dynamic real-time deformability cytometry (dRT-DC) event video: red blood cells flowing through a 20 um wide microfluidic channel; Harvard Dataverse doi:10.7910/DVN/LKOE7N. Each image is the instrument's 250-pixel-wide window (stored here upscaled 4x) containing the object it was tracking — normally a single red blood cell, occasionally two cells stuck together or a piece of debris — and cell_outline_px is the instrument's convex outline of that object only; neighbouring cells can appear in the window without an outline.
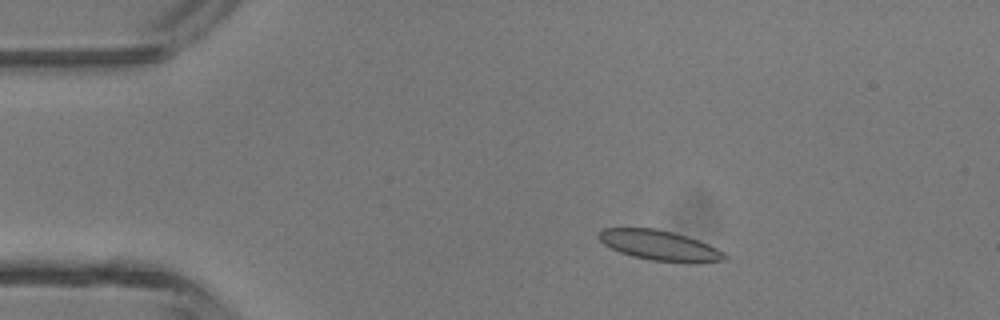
{"species": "common noctule bat (a hibernating species)", "species_latin": "Nyctalus noctula", "temperature_condition": "room temperature", "stored_images_in_passage": 6, "camera_frame_rate_fps": 3000, "um_per_image_px": 0.085, "animal": {"sex": "male", "body_mass_g": 13.3}, "frame": {"image": 1, "passage_image": 3, "time_ms": 0.667, "image_size_px": [1000, 320], "cell_outline_px": [[728, 256], [724, 260], [696, 264], [688, 264], [652, 260], [632, 256], [620, 252], [604, 244], [596, 236], [596, 232], [604, 228], [656, 228], [672, 232], [708, 244], [724, 252]], "centroid_in_image_um": [56.06, 20.88], "position_along_channel_um": 28.9, "area_um2": 22.25}}
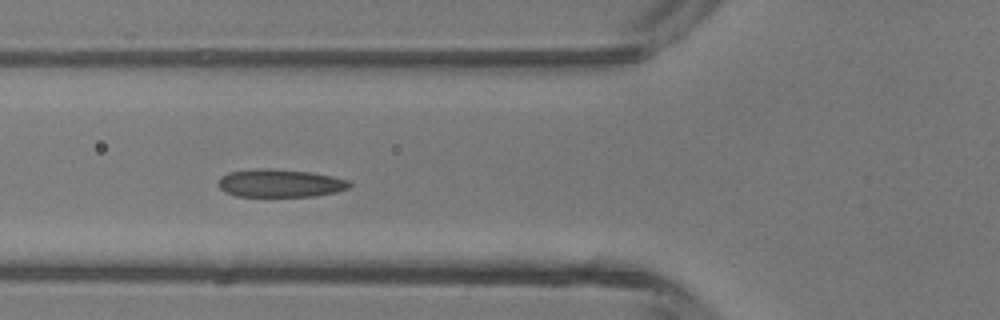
{"frame": {"image": 2, "passage_image": 5, "time_ms": 1.333, "image_size_px": [1000, 320], "cell_outline_px": [[352, 184], [348, 188], [336, 192], [316, 196], [236, 196], [224, 192], [216, 184], [220, 176], [228, 172], [256, 168], [264, 168], [308, 172], [332, 176], [348, 180]], "centroid_in_image_um": [23.75, 15.57], "position_along_channel_um": 102.0, "area_um2": 21.44}}
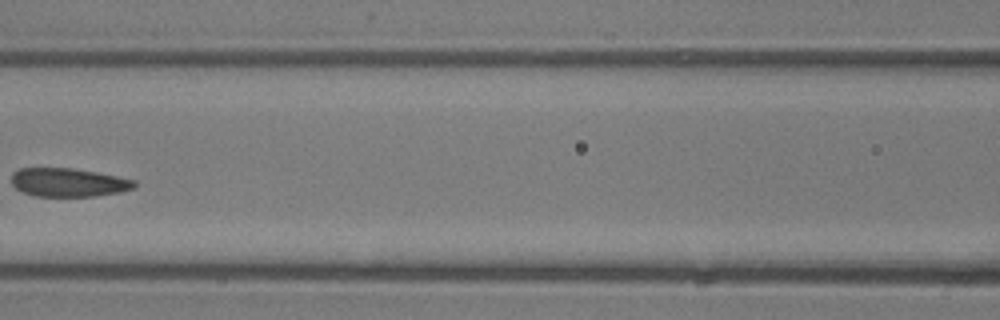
{"frame": {"image": 3, "passage_image": 6, "time_ms": 1.667, "image_size_px": [1000, 320], "cell_outline_px": [[136, 188], [120, 192], [92, 196], [32, 196], [16, 188], [12, 184], [12, 172], [20, 168], [72, 168], [96, 172], [136, 180]], "centroid_in_image_um": [5.82, 15.5], "position_along_channel_um": 160.8, "area_um2": 20.46}}